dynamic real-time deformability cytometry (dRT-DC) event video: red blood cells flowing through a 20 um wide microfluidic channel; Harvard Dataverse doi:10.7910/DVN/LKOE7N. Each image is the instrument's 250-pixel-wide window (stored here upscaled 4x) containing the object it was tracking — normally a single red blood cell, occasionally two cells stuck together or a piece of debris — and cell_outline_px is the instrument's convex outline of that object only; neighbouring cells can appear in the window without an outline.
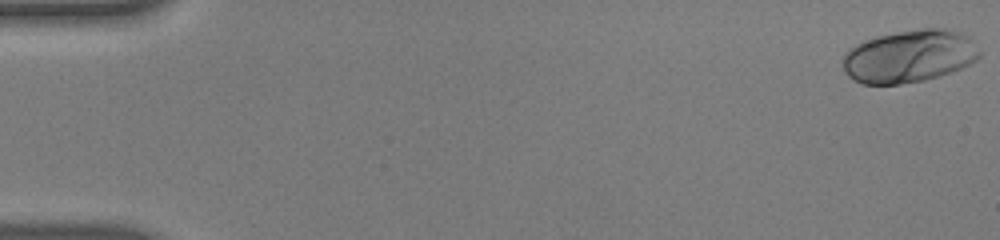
{"species": "human", "species_latin": "Homo sapiens", "temperature_condition": "warm", "stored_images_in_passage": 55, "camera_frame_rate_fps": 3000, "um_per_image_px": 0.085, "donor": {"sex": "male"}, "frame": {"image": 1, "passage_image": 1, "time_ms": 0.0, "image_size_px": [1000, 240], "cell_outline_px": [[980, 56], [976, 60], [960, 68], [940, 76], [924, 80], [900, 84], [864, 84], [852, 80], [844, 72], [844, 52], [856, 44], [864, 40], [876, 36], [896, 32], [920, 28], [944, 28], [960, 32], [972, 36], [980, 52]], "centroid_in_image_um": [77.3, 4.77], "position_along_channel_um": 7.7, "area_um2": 42.25}}
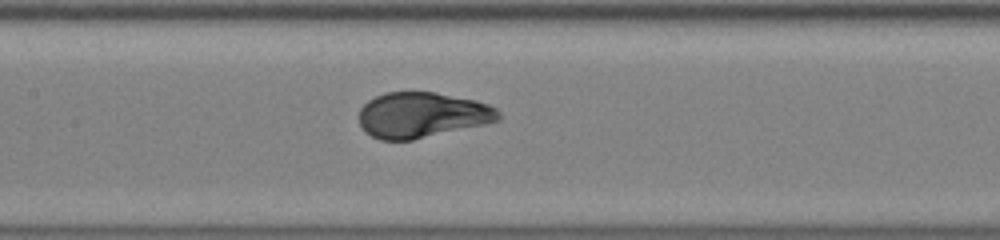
{"frame": {"image": 2, "passage_image": 27, "time_ms": 8.667, "image_size_px": [1000, 240], "cell_outline_px": [[500, 120], [484, 124], [412, 140], [380, 140], [372, 136], [360, 124], [360, 108], [368, 100], [384, 92], [436, 92], [476, 100], [488, 104], [496, 108], [500, 112]], "centroid_in_image_um": [35.88, 9.76], "position_along_channel_um": 171.5, "area_um2": 36.82}}
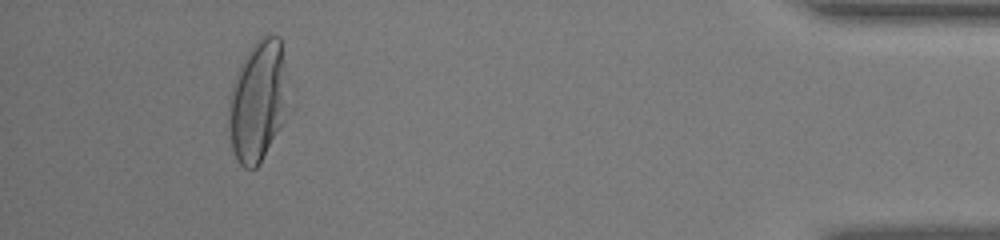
{"frame": {"image": 3, "passage_image": 51, "time_ms": 16.667, "image_size_px": [1000, 240], "cell_outline_px": [[296, 104], [260, 164], [256, 168], [244, 168], [240, 164], [232, 148], [228, 128], [228, 100], [240, 64], [244, 56], [252, 44], [260, 36], [268, 32], [280, 36]], "centroid_in_image_um": [22.06, 8.54], "position_along_channel_um": 413.1, "area_um2": 44.97}, "authors_computed_cell_mechanics": {"area_um2": 38.726, "velocity_mm_per_s": 3.773, "shape_relaxation_time_tau1_ms": 2.9812, "shape_relaxation_time_tau2_ms": null, "deformation_change_tau1": 0.2133, "deformation_change_tau2": null}}